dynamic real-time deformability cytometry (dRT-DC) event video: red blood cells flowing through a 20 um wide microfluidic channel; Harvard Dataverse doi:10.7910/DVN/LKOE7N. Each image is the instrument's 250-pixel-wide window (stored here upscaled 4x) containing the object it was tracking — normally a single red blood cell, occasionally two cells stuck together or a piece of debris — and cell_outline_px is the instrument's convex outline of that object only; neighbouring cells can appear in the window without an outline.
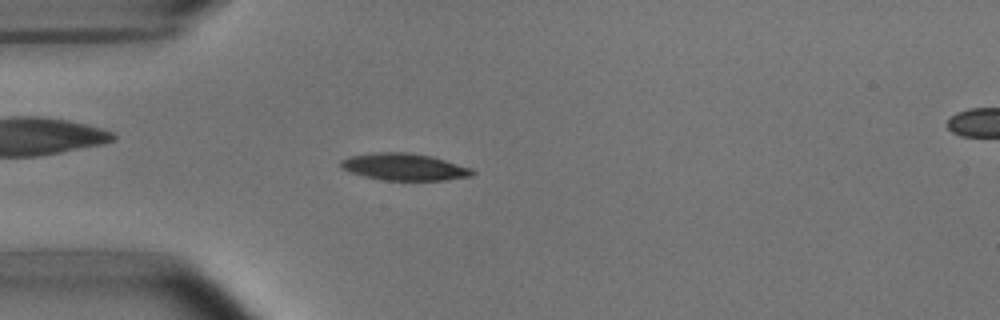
{"species": "common noctule bat (a hibernating species)", "species_latin": "Nyctalus noctula", "temperature_condition": "room temperature", "stored_images_in_passage": 4, "segment_of_instrument_passage": [1, 2], "camera_frame_rate_fps": 3000, "um_per_image_px": 0.085, "animal": {"sex": "male", "body_mass_g": 15.6}, "frame": {"image": 1, "passage_image": 3, "time_ms": 2.333, "image_size_px": [1000, 320], "cell_outline_px": [[476, 172], [472, 176], [444, 180], [384, 180], [364, 176], [352, 172], [344, 168], [340, 164], [340, 160], [352, 156], [376, 152], [408, 152], [432, 156], [472, 168]], "centroid_in_image_um": [34.41, 14.18], "position_along_channel_um": 50.6, "area_um2": 20.52}}